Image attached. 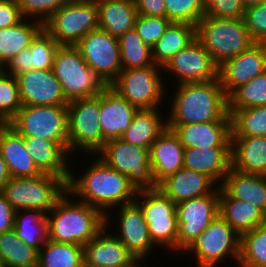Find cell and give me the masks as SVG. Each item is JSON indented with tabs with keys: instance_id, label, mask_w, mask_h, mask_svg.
I'll return each instance as SVG.
<instances>
[{
	"instance_id": "1",
	"label": "cell",
	"mask_w": 266,
	"mask_h": 267,
	"mask_svg": "<svg viewBox=\"0 0 266 267\" xmlns=\"http://www.w3.org/2000/svg\"><path fill=\"white\" fill-rule=\"evenodd\" d=\"M94 160L87 170L81 171L83 174L79 177L70 172L67 190L72 198H79L78 200L100 210L106 216V226L110 227L109 211L134 202L138 191L127 176L110 168L98 157Z\"/></svg>"
},
{
	"instance_id": "2",
	"label": "cell",
	"mask_w": 266,
	"mask_h": 267,
	"mask_svg": "<svg viewBox=\"0 0 266 267\" xmlns=\"http://www.w3.org/2000/svg\"><path fill=\"white\" fill-rule=\"evenodd\" d=\"M173 93L167 125L231 121L228 96L219 79L208 82L178 84Z\"/></svg>"
},
{
	"instance_id": "3",
	"label": "cell",
	"mask_w": 266,
	"mask_h": 267,
	"mask_svg": "<svg viewBox=\"0 0 266 267\" xmlns=\"http://www.w3.org/2000/svg\"><path fill=\"white\" fill-rule=\"evenodd\" d=\"M71 197L67 190L46 214L48 239L84 246L106 226V216L97 208Z\"/></svg>"
},
{
	"instance_id": "4",
	"label": "cell",
	"mask_w": 266,
	"mask_h": 267,
	"mask_svg": "<svg viewBox=\"0 0 266 267\" xmlns=\"http://www.w3.org/2000/svg\"><path fill=\"white\" fill-rule=\"evenodd\" d=\"M196 40L209 52L217 66L255 43L247 32L243 18H213L206 15L196 25Z\"/></svg>"
},
{
	"instance_id": "5",
	"label": "cell",
	"mask_w": 266,
	"mask_h": 267,
	"mask_svg": "<svg viewBox=\"0 0 266 267\" xmlns=\"http://www.w3.org/2000/svg\"><path fill=\"white\" fill-rule=\"evenodd\" d=\"M52 71L68 102L97 96L109 86L87 65L79 50L72 45L59 46Z\"/></svg>"
},
{
	"instance_id": "6",
	"label": "cell",
	"mask_w": 266,
	"mask_h": 267,
	"mask_svg": "<svg viewBox=\"0 0 266 267\" xmlns=\"http://www.w3.org/2000/svg\"><path fill=\"white\" fill-rule=\"evenodd\" d=\"M67 180L42 173L39 176L11 177L0 191L15 211L35 209L48 214L67 192Z\"/></svg>"
},
{
	"instance_id": "7",
	"label": "cell",
	"mask_w": 266,
	"mask_h": 267,
	"mask_svg": "<svg viewBox=\"0 0 266 267\" xmlns=\"http://www.w3.org/2000/svg\"><path fill=\"white\" fill-rule=\"evenodd\" d=\"M68 154H95L105 144L100 127V94L68 103ZM74 155V156H73Z\"/></svg>"
},
{
	"instance_id": "8",
	"label": "cell",
	"mask_w": 266,
	"mask_h": 267,
	"mask_svg": "<svg viewBox=\"0 0 266 267\" xmlns=\"http://www.w3.org/2000/svg\"><path fill=\"white\" fill-rule=\"evenodd\" d=\"M8 125L23 137L54 141L68 153V106H22Z\"/></svg>"
},
{
	"instance_id": "9",
	"label": "cell",
	"mask_w": 266,
	"mask_h": 267,
	"mask_svg": "<svg viewBox=\"0 0 266 267\" xmlns=\"http://www.w3.org/2000/svg\"><path fill=\"white\" fill-rule=\"evenodd\" d=\"M149 150L117 138L105 142L95 155L110 168L127 176L136 190L141 191L158 188L152 174Z\"/></svg>"
},
{
	"instance_id": "10",
	"label": "cell",
	"mask_w": 266,
	"mask_h": 267,
	"mask_svg": "<svg viewBox=\"0 0 266 267\" xmlns=\"http://www.w3.org/2000/svg\"><path fill=\"white\" fill-rule=\"evenodd\" d=\"M43 28L60 46H75L86 34L99 28L97 3L71 0L54 12Z\"/></svg>"
},
{
	"instance_id": "11",
	"label": "cell",
	"mask_w": 266,
	"mask_h": 267,
	"mask_svg": "<svg viewBox=\"0 0 266 267\" xmlns=\"http://www.w3.org/2000/svg\"><path fill=\"white\" fill-rule=\"evenodd\" d=\"M135 202L142 210L153 244L177 252L176 204L159 188L138 191Z\"/></svg>"
},
{
	"instance_id": "12",
	"label": "cell",
	"mask_w": 266,
	"mask_h": 267,
	"mask_svg": "<svg viewBox=\"0 0 266 267\" xmlns=\"http://www.w3.org/2000/svg\"><path fill=\"white\" fill-rule=\"evenodd\" d=\"M160 71L163 68L155 64L145 68L121 70L109 86L138 110L161 108L167 90L162 79L163 72Z\"/></svg>"
},
{
	"instance_id": "13",
	"label": "cell",
	"mask_w": 266,
	"mask_h": 267,
	"mask_svg": "<svg viewBox=\"0 0 266 267\" xmlns=\"http://www.w3.org/2000/svg\"><path fill=\"white\" fill-rule=\"evenodd\" d=\"M184 252L194 254L197 267H217L228 256L238 264L240 235L219 214Z\"/></svg>"
},
{
	"instance_id": "14",
	"label": "cell",
	"mask_w": 266,
	"mask_h": 267,
	"mask_svg": "<svg viewBox=\"0 0 266 267\" xmlns=\"http://www.w3.org/2000/svg\"><path fill=\"white\" fill-rule=\"evenodd\" d=\"M177 251L184 252L219 215V186L212 193L176 204Z\"/></svg>"
},
{
	"instance_id": "15",
	"label": "cell",
	"mask_w": 266,
	"mask_h": 267,
	"mask_svg": "<svg viewBox=\"0 0 266 267\" xmlns=\"http://www.w3.org/2000/svg\"><path fill=\"white\" fill-rule=\"evenodd\" d=\"M75 47L87 65L110 85L122 70L118 38L98 28L86 34Z\"/></svg>"
},
{
	"instance_id": "16",
	"label": "cell",
	"mask_w": 266,
	"mask_h": 267,
	"mask_svg": "<svg viewBox=\"0 0 266 267\" xmlns=\"http://www.w3.org/2000/svg\"><path fill=\"white\" fill-rule=\"evenodd\" d=\"M164 76L176 77L177 84L208 82L218 78V66L209 52L195 39L164 66Z\"/></svg>"
},
{
	"instance_id": "17",
	"label": "cell",
	"mask_w": 266,
	"mask_h": 267,
	"mask_svg": "<svg viewBox=\"0 0 266 267\" xmlns=\"http://www.w3.org/2000/svg\"><path fill=\"white\" fill-rule=\"evenodd\" d=\"M114 209L119 214L116 223L117 229L114 235L126 246L128 251L140 263H144L145 259L150 255L151 251L155 250V245L151 241L149 235L148 224L144 219V215L140 206L134 201L128 204L121 205ZM153 248V249H152Z\"/></svg>"
},
{
	"instance_id": "18",
	"label": "cell",
	"mask_w": 266,
	"mask_h": 267,
	"mask_svg": "<svg viewBox=\"0 0 266 267\" xmlns=\"http://www.w3.org/2000/svg\"><path fill=\"white\" fill-rule=\"evenodd\" d=\"M266 71V43L252 44L238 56L218 66V79L229 96L240 85L248 83Z\"/></svg>"
},
{
	"instance_id": "19",
	"label": "cell",
	"mask_w": 266,
	"mask_h": 267,
	"mask_svg": "<svg viewBox=\"0 0 266 267\" xmlns=\"http://www.w3.org/2000/svg\"><path fill=\"white\" fill-rule=\"evenodd\" d=\"M16 78L22 106H67L69 103L52 69H31Z\"/></svg>"
},
{
	"instance_id": "20",
	"label": "cell",
	"mask_w": 266,
	"mask_h": 267,
	"mask_svg": "<svg viewBox=\"0 0 266 267\" xmlns=\"http://www.w3.org/2000/svg\"><path fill=\"white\" fill-rule=\"evenodd\" d=\"M83 247L84 267L142 266L107 226Z\"/></svg>"
},
{
	"instance_id": "21",
	"label": "cell",
	"mask_w": 266,
	"mask_h": 267,
	"mask_svg": "<svg viewBox=\"0 0 266 267\" xmlns=\"http://www.w3.org/2000/svg\"><path fill=\"white\" fill-rule=\"evenodd\" d=\"M187 148H231V121L167 125Z\"/></svg>"
},
{
	"instance_id": "22",
	"label": "cell",
	"mask_w": 266,
	"mask_h": 267,
	"mask_svg": "<svg viewBox=\"0 0 266 267\" xmlns=\"http://www.w3.org/2000/svg\"><path fill=\"white\" fill-rule=\"evenodd\" d=\"M138 109L108 86L100 93V127L107 142L120 138L130 126Z\"/></svg>"
},
{
	"instance_id": "23",
	"label": "cell",
	"mask_w": 266,
	"mask_h": 267,
	"mask_svg": "<svg viewBox=\"0 0 266 267\" xmlns=\"http://www.w3.org/2000/svg\"><path fill=\"white\" fill-rule=\"evenodd\" d=\"M59 44L43 28L29 47L21 50L5 65V73L14 77L31 69H52Z\"/></svg>"
},
{
	"instance_id": "24",
	"label": "cell",
	"mask_w": 266,
	"mask_h": 267,
	"mask_svg": "<svg viewBox=\"0 0 266 267\" xmlns=\"http://www.w3.org/2000/svg\"><path fill=\"white\" fill-rule=\"evenodd\" d=\"M218 186L206 174L185 168H181L158 184V188L175 204L212 194Z\"/></svg>"
},
{
	"instance_id": "25",
	"label": "cell",
	"mask_w": 266,
	"mask_h": 267,
	"mask_svg": "<svg viewBox=\"0 0 266 267\" xmlns=\"http://www.w3.org/2000/svg\"><path fill=\"white\" fill-rule=\"evenodd\" d=\"M184 150L176 134L168 127L152 143L149 150L150 164L157 185L183 168Z\"/></svg>"
},
{
	"instance_id": "26",
	"label": "cell",
	"mask_w": 266,
	"mask_h": 267,
	"mask_svg": "<svg viewBox=\"0 0 266 267\" xmlns=\"http://www.w3.org/2000/svg\"><path fill=\"white\" fill-rule=\"evenodd\" d=\"M0 153L8 165L11 177L25 178L42 174L25 147L24 137L8 124L0 126Z\"/></svg>"
},
{
	"instance_id": "27",
	"label": "cell",
	"mask_w": 266,
	"mask_h": 267,
	"mask_svg": "<svg viewBox=\"0 0 266 267\" xmlns=\"http://www.w3.org/2000/svg\"><path fill=\"white\" fill-rule=\"evenodd\" d=\"M24 143L36 167L42 173L69 180L72 170L68 161L71 156L58 143L38 137H24Z\"/></svg>"
},
{
	"instance_id": "28",
	"label": "cell",
	"mask_w": 266,
	"mask_h": 267,
	"mask_svg": "<svg viewBox=\"0 0 266 267\" xmlns=\"http://www.w3.org/2000/svg\"><path fill=\"white\" fill-rule=\"evenodd\" d=\"M231 168L266 175V136L231 137Z\"/></svg>"
},
{
	"instance_id": "29",
	"label": "cell",
	"mask_w": 266,
	"mask_h": 267,
	"mask_svg": "<svg viewBox=\"0 0 266 267\" xmlns=\"http://www.w3.org/2000/svg\"><path fill=\"white\" fill-rule=\"evenodd\" d=\"M183 168L206 174L220 186L231 168V148H187Z\"/></svg>"
},
{
	"instance_id": "30",
	"label": "cell",
	"mask_w": 266,
	"mask_h": 267,
	"mask_svg": "<svg viewBox=\"0 0 266 267\" xmlns=\"http://www.w3.org/2000/svg\"><path fill=\"white\" fill-rule=\"evenodd\" d=\"M220 187L230 197L253 203L266 214V175L247 174L230 168Z\"/></svg>"
},
{
	"instance_id": "31",
	"label": "cell",
	"mask_w": 266,
	"mask_h": 267,
	"mask_svg": "<svg viewBox=\"0 0 266 267\" xmlns=\"http://www.w3.org/2000/svg\"><path fill=\"white\" fill-rule=\"evenodd\" d=\"M219 214L240 236L262 224L266 216L253 203L230 197L220 186Z\"/></svg>"
},
{
	"instance_id": "32",
	"label": "cell",
	"mask_w": 266,
	"mask_h": 267,
	"mask_svg": "<svg viewBox=\"0 0 266 267\" xmlns=\"http://www.w3.org/2000/svg\"><path fill=\"white\" fill-rule=\"evenodd\" d=\"M98 6L99 28L119 38L134 29L138 12L135 0H95Z\"/></svg>"
},
{
	"instance_id": "33",
	"label": "cell",
	"mask_w": 266,
	"mask_h": 267,
	"mask_svg": "<svg viewBox=\"0 0 266 267\" xmlns=\"http://www.w3.org/2000/svg\"><path fill=\"white\" fill-rule=\"evenodd\" d=\"M160 112V108L138 110L120 138L127 143L150 149L152 143L167 128V120L162 118Z\"/></svg>"
},
{
	"instance_id": "34",
	"label": "cell",
	"mask_w": 266,
	"mask_h": 267,
	"mask_svg": "<svg viewBox=\"0 0 266 267\" xmlns=\"http://www.w3.org/2000/svg\"><path fill=\"white\" fill-rule=\"evenodd\" d=\"M196 39V26L185 22H171L152 49L153 63L164 66L180 50L187 48Z\"/></svg>"
},
{
	"instance_id": "35",
	"label": "cell",
	"mask_w": 266,
	"mask_h": 267,
	"mask_svg": "<svg viewBox=\"0 0 266 267\" xmlns=\"http://www.w3.org/2000/svg\"><path fill=\"white\" fill-rule=\"evenodd\" d=\"M29 20L24 19L13 27L0 29V62L4 66L21 50L29 47L43 29L42 23Z\"/></svg>"
},
{
	"instance_id": "36",
	"label": "cell",
	"mask_w": 266,
	"mask_h": 267,
	"mask_svg": "<svg viewBox=\"0 0 266 267\" xmlns=\"http://www.w3.org/2000/svg\"><path fill=\"white\" fill-rule=\"evenodd\" d=\"M37 267H84V247L47 239L38 251Z\"/></svg>"
},
{
	"instance_id": "37",
	"label": "cell",
	"mask_w": 266,
	"mask_h": 267,
	"mask_svg": "<svg viewBox=\"0 0 266 267\" xmlns=\"http://www.w3.org/2000/svg\"><path fill=\"white\" fill-rule=\"evenodd\" d=\"M13 229L22 242L37 251L48 239L46 214L35 209L15 211Z\"/></svg>"
},
{
	"instance_id": "38",
	"label": "cell",
	"mask_w": 266,
	"mask_h": 267,
	"mask_svg": "<svg viewBox=\"0 0 266 267\" xmlns=\"http://www.w3.org/2000/svg\"><path fill=\"white\" fill-rule=\"evenodd\" d=\"M0 258L6 267H37L38 251L22 242L12 229L0 233Z\"/></svg>"
},
{
	"instance_id": "39",
	"label": "cell",
	"mask_w": 266,
	"mask_h": 267,
	"mask_svg": "<svg viewBox=\"0 0 266 267\" xmlns=\"http://www.w3.org/2000/svg\"><path fill=\"white\" fill-rule=\"evenodd\" d=\"M122 70L153 66L152 49L146 45L135 29L118 38Z\"/></svg>"
},
{
	"instance_id": "40",
	"label": "cell",
	"mask_w": 266,
	"mask_h": 267,
	"mask_svg": "<svg viewBox=\"0 0 266 267\" xmlns=\"http://www.w3.org/2000/svg\"><path fill=\"white\" fill-rule=\"evenodd\" d=\"M231 137L266 136V105L228 110Z\"/></svg>"
},
{
	"instance_id": "41",
	"label": "cell",
	"mask_w": 266,
	"mask_h": 267,
	"mask_svg": "<svg viewBox=\"0 0 266 267\" xmlns=\"http://www.w3.org/2000/svg\"><path fill=\"white\" fill-rule=\"evenodd\" d=\"M239 267H266V227L260 224L240 236Z\"/></svg>"
},
{
	"instance_id": "42",
	"label": "cell",
	"mask_w": 266,
	"mask_h": 267,
	"mask_svg": "<svg viewBox=\"0 0 266 267\" xmlns=\"http://www.w3.org/2000/svg\"><path fill=\"white\" fill-rule=\"evenodd\" d=\"M266 105V71L240 85L228 96V110Z\"/></svg>"
},
{
	"instance_id": "43",
	"label": "cell",
	"mask_w": 266,
	"mask_h": 267,
	"mask_svg": "<svg viewBox=\"0 0 266 267\" xmlns=\"http://www.w3.org/2000/svg\"><path fill=\"white\" fill-rule=\"evenodd\" d=\"M166 18L196 26L205 16L204 0H164Z\"/></svg>"
},
{
	"instance_id": "44",
	"label": "cell",
	"mask_w": 266,
	"mask_h": 267,
	"mask_svg": "<svg viewBox=\"0 0 266 267\" xmlns=\"http://www.w3.org/2000/svg\"><path fill=\"white\" fill-rule=\"evenodd\" d=\"M21 107L17 78L4 72L0 76V118L8 124Z\"/></svg>"
},
{
	"instance_id": "45",
	"label": "cell",
	"mask_w": 266,
	"mask_h": 267,
	"mask_svg": "<svg viewBox=\"0 0 266 267\" xmlns=\"http://www.w3.org/2000/svg\"><path fill=\"white\" fill-rule=\"evenodd\" d=\"M71 0H18L24 19L44 24L54 12L68 4ZM33 18V19H32Z\"/></svg>"
},
{
	"instance_id": "46",
	"label": "cell",
	"mask_w": 266,
	"mask_h": 267,
	"mask_svg": "<svg viewBox=\"0 0 266 267\" xmlns=\"http://www.w3.org/2000/svg\"><path fill=\"white\" fill-rule=\"evenodd\" d=\"M171 23L166 17L139 15L136 18L134 29L142 41L152 48L162 37Z\"/></svg>"
},
{
	"instance_id": "47",
	"label": "cell",
	"mask_w": 266,
	"mask_h": 267,
	"mask_svg": "<svg viewBox=\"0 0 266 267\" xmlns=\"http://www.w3.org/2000/svg\"><path fill=\"white\" fill-rule=\"evenodd\" d=\"M243 19L251 39L266 43V1L245 8Z\"/></svg>"
},
{
	"instance_id": "48",
	"label": "cell",
	"mask_w": 266,
	"mask_h": 267,
	"mask_svg": "<svg viewBox=\"0 0 266 267\" xmlns=\"http://www.w3.org/2000/svg\"><path fill=\"white\" fill-rule=\"evenodd\" d=\"M205 15L213 18H243L245 8L240 0H204Z\"/></svg>"
},
{
	"instance_id": "49",
	"label": "cell",
	"mask_w": 266,
	"mask_h": 267,
	"mask_svg": "<svg viewBox=\"0 0 266 267\" xmlns=\"http://www.w3.org/2000/svg\"><path fill=\"white\" fill-rule=\"evenodd\" d=\"M23 20L18 0H0V29L13 27Z\"/></svg>"
},
{
	"instance_id": "50",
	"label": "cell",
	"mask_w": 266,
	"mask_h": 267,
	"mask_svg": "<svg viewBox=\"0 0 266 267\" xmlns=\"http://www.w3.org/2000/svg\"><path fill=\"white\" fill-rule=\"evenodd\" d=\"M139 15L166 17L164 0H135Z\"/></svg>"
},
{
	"instance_id": "51",
	"label": "cell",
	"mask_w": 266,
	"mask_h": 267,
	"mask_svg": "<svg viewBox=\"0 0 266 267\" xmlns=\"http://www.w3.org/2000/svg\"><path fill=\"white\" fill-rule=\"evenodd\" d=\"M15 210L0 192V233L14 228Z\"/></svg>"
},
{
	"instance_id": "52",
	"label": "cell",
	"mask_w": 266,
	"mask_h": 267,
	"mask_svg": "<svg viewBox=\"0 0 266 267\" xmlns=\"http://www.w3.org/2000/svg\"><path fill=\"white\" fill-rule=\"evenodd\" d=\"M10 178L11 174L8 165L0 153V191L2 190L4 184L10 180Z\"/></svg>"
},
{
	"instance_id": "53",
	"label": "cell",
	"mask_w": 266,
	"mask_h": 267,
	"mask_svg": "<svg viewBox=\"0 0 266 267\" xmlns=\"http://www.w3.org/2000/svg\"><path fill=\"white\" fill-rule=\"evenodd\" d=\"M244 8L260 4L266 0H240Z\"/></svg>"
},
{
	"instance_id": "54",
	"label": "cell",
	"mask_w": 266,
	"mask_h": 267,
	"mask_svg": "<svg viewBox=\"0 0 266 267\" xmlns=\"http://www.w3.org/2000/svg\"><path fill=\"white\" fill-rule=\"evenodd\" d=\"M5 72V66L0 62V76Z\"/></svg>"
},
{
	"instance_id": "55",
	"label": "cell",
	"mask_w": 266,
	"mask_h": 267,
	"mask_svg": "<svg viewBox=\"0 0 266 267\" xmlns=\"http://www.w3.org/2000/svg\"><path fill=\"white\" fill-rule=\"evenodd\" d=\"M0 267H6L4 261L0 258Z\"/></svg>"
},
{
	"instance_id": "56",
	"label": "cell",
	"mask_w": 266,
	"mask_h": 267,
	"mask_svg": "<svg viewBox=\"0 0 266 267\" xmlns=\"http://www.w3.org/2000/svg\"><path fill=\"white\" fill-rule=\"evenodd\" d=\"M6 125V123L0 118V126Z\"/></svg>"
},
{
	"instance_id": "57",
	"label": "cell",
	"mask_w": 266,
	"mask_h": 267,
	"mask_svg": "<svg viewBox=\"0 0 266 267\" xmlns=\"http://www.w3.org/2000/svg\"><path fill=\"white\" fill-rule=\"evenodd\" d=\"M262 224L266 227V216H265V219H264V221L262 222Z\"/></svg>"
}]
</instances>
